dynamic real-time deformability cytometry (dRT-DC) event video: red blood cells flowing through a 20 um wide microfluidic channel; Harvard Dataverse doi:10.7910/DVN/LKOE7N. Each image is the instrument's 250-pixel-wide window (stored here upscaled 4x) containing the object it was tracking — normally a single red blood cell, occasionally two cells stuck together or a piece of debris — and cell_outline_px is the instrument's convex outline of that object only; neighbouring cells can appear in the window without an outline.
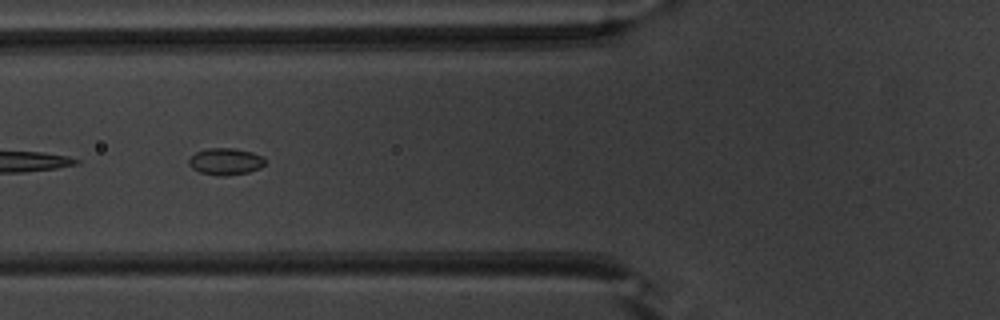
{"species": "common noctule bat (a hibernating species)", "species_latin": "Nyctalus noctula", "temperature_condition": "warm", "stored_images_in_passage": 12, "camera_frame_rate_fps": 3000, "um_per_image_px": 0.085, "animal": {"sex": "male", "body_mass_g": 20.1, "forearm_length_mm": 53.5}, "frame": {"image": 1, "passage_image": 10, "time_ms": 3.0, "image_size_px": [1000, 320], "cell_outline_px": [[264, 164], [260, 168], [248, 172], [228, 176], [216, 176], [200, 172], [192, 168], [188, 164], [188, 160], [196, 152], [208, 148], [232, 148], [252, 152], [264, 156]], "centroid_in_image_um": [19.17, 13.73], "position_along_channel_um": 106.6, "area_um2": 11.96}}